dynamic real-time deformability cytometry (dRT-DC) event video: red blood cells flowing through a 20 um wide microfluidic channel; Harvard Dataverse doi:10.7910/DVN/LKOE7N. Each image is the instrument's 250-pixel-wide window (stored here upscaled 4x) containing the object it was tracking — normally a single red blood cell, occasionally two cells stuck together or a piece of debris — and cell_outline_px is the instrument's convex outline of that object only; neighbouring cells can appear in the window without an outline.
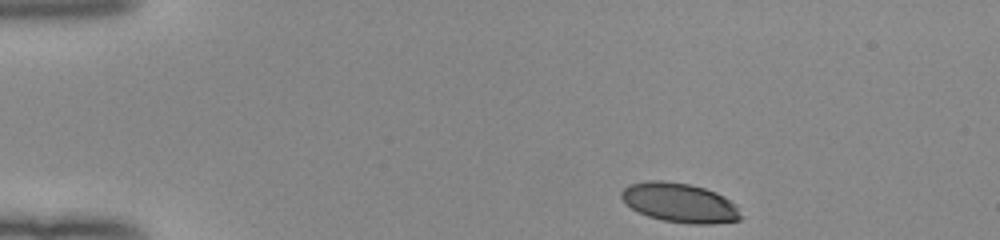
{"species": "human", "species_latin": "Homo sapiens", "temperature_condition": "room temperature", "stored_images_in_passage": 44, "camera_frame_rate_fps": 3000, "um_per_image_px": 0.085, "donor": {"sex": "female"}, "frame": {"image": 1, "passage_image": 1, "time_ms": 0.0, "image_size_px": [1000, 240], "cell_outline_px": [[740, 220], [712, 224], [692, 224], [664, 220], [648, 216], [632, 208], [620, 196], [620, 192], [628, 184], [648, 180], [664, 180], [688, 184], [704, 188], [716, 192], [724, 196], [736, 208], [740, 216]], "centroid_in_image_um": [57.73, 17.22], "position_along_channel_um": 27.3, "area_um2": 27.05}}
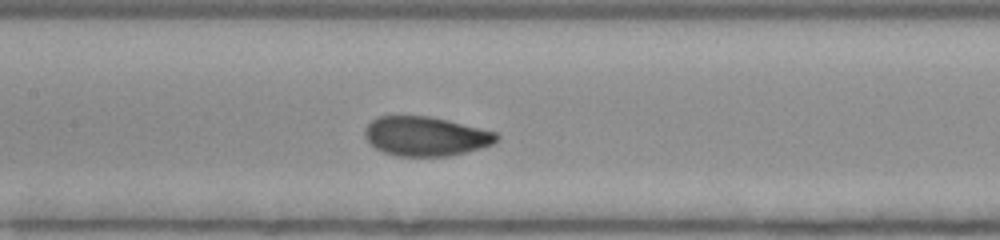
{"frame": {"image": 2, "passage_image": 18, "time_ms": 5.667, "image_size_px": [1000, 240], "cell_outline_px": [[500, 136], [492, 144], [480, 148], [452, 156], [396, 156], [384, 152], [376, 148], [364, 136], [364, 128], [372, 120], [380, 116], [428, 116], [448, 120], [496, 132]], "centroid_in_image_um": [36.18, 11.58], "position_along_channel_um": 171.2, "area_um2": 30.11}}
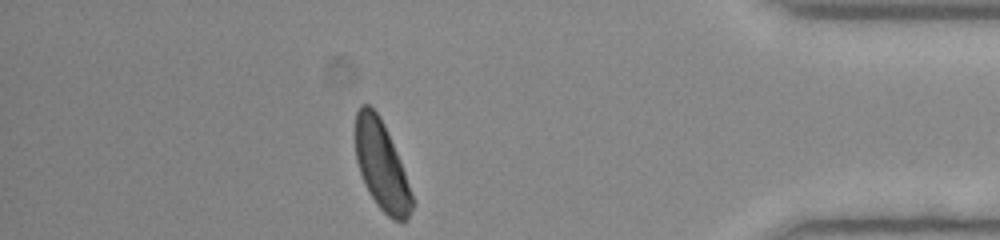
{"frame": {"image": 3, "passage_image": 38, "time_ms": 12.333, "image_size_px": [1000, 240], "cell_outline_px": [[416, 204], [408, 220], [392, 220], [376, 204], [368, 192], [364, 184], [356, 160], [356, 112], [360, 104], [368, 104], [380, 116], [384, 124], [396, 152], [404, 172]], "centroid_in_image_um": [32.44, 14.12], "position_along_channel_um": 402.8, "area_um2": 29.25}, "authors_computed_cell_mechanics": {"area_um2": 29.767, "velocity_mm_per_s": 4.0136, "shape_relaxation_time_tau1_ms": 2.1776, "shape_relaxation_time_tau2_ms": 0.9129, "deformation_change_tau1": 0.1374, "deformation_change_tau2": 0.0584}}